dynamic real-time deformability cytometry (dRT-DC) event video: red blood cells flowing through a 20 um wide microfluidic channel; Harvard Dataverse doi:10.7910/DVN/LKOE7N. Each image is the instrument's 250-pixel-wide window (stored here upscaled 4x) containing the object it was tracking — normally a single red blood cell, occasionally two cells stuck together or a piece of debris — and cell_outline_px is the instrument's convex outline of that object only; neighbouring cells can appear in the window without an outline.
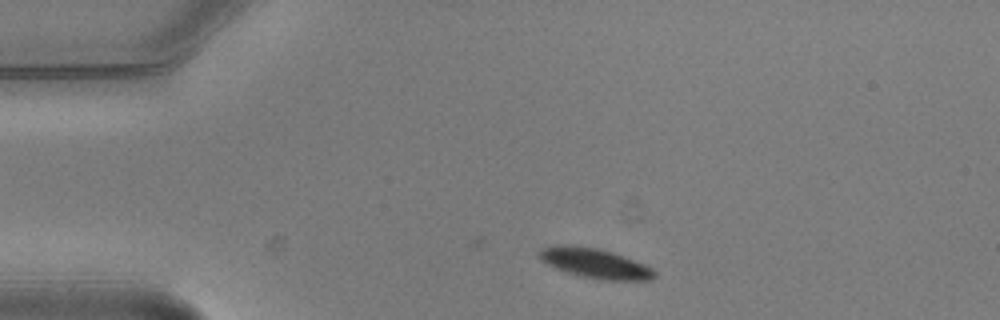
{"species": "common noctule bat (a hibernating species)", "species_latin": "Nyctalus noctula", "temperature_condition": "warm", "stored_images_in_passage": 2, "camera_frame_rate_fps": 3000, "um_per_image_px": 0.085, "animal": {"sex": "male", "body_mass_g": 20.5, "forearm_length_mm": 52.5}, "frame": {"image": 1, "passage_image": 1, "time_ms": 0.0, "image_size_px": [1000, 320], "cell_outline_px": [[656, 276], [652, 280], [600, 280], [580, 276], [556, 268], [540, 260], [536, 256], [540, 248], [560, 244], [596, 248], [612, 252], [644, 264], [652, 268], [656, 272]], "centroid_in_image_um": [50.55, 22.38], "position_along_channel_um": 34.4, "area_um2": 20.0}}